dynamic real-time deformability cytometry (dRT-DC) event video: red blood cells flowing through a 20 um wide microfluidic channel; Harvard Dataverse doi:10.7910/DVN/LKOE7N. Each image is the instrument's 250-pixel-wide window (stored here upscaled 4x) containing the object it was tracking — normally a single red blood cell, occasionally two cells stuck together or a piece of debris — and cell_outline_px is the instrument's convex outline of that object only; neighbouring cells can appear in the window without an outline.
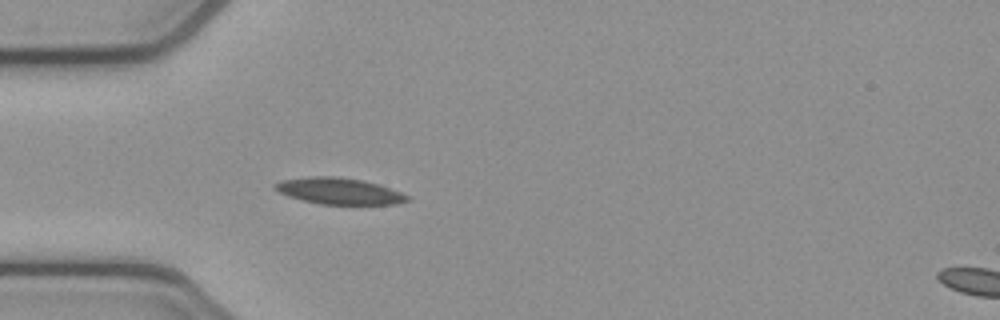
{"species": "common noctule bat (a hibernating species)", "species_latin": "Nyctalus noctula", "temperature_condition": "cold", "stored_images_in_passage": 5, "segment_of_instrument_passage": [1, 2], "camera_frame_rate_fps": 3000, "um_per_image_px": 0.085, "animal": {"sex": "female", "body_mass_g": 21.9}, "frame": {"image": 1, "passage_image": 4, "time_ms": 1.0, "image_size_px": [1000, 320], "cell_outline_px": [[412, 200], [396, 204], [320, 204], [288, 196], [272, 188], [272, 184], [280, 180], [308, 176], [336, 176], [364, 180], [412, 196]], "centroid_in_image_um": [28.81, 16.23], "position_along_channel_um": 56.2, "area_um2": 20.46}}